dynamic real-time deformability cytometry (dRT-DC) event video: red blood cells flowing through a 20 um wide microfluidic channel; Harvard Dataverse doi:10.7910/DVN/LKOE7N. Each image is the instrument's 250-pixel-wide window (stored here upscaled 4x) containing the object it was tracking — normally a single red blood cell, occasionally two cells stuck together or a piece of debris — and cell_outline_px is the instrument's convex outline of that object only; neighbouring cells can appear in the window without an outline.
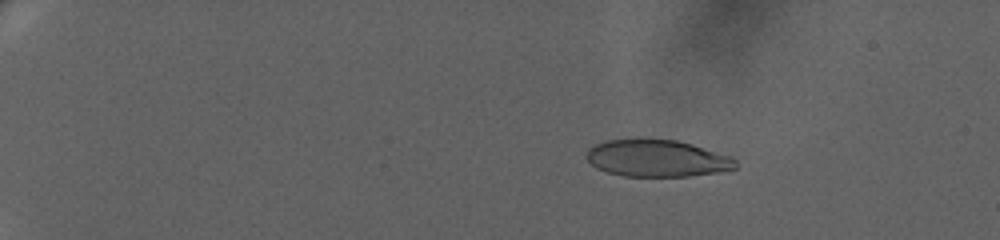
{"species": "human", "species_latin": "Homo sapiens", "temperature_condition": "warm", "stored_images_in_passage": 69, "camera_frame_rate_fps": 3000, "um_per_image_px": 0.085, "donor": {"sex": "female"}, "frame": {"image": 1, "passage_image": 14, "time_ms": 4.333, "image_size_px": [1000, 240], "cell_outline_px": [[736, 168], [716, 172], [688, 176], [624, 176], [608, 172], [596, 168], [584, 156], [588, 148], [596, 144], [608, 140], [636, 136], [676, 140], [692, 144], [732, 156], [736, 160]], "centroid_in_image_um": [55.8, 13.41], "position_along_channel_um": 29.2, "area_um2": 32.77}}
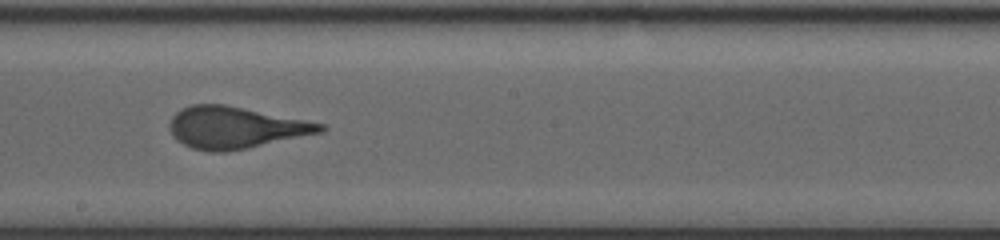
{"frame": {"image": 2, "passage_image": 44, "time_ms": 14.333, "image_size_px": [1000, 240], "cell_outline_px": [[328, 128], [320, 132], [248, 148], [224, 152], [212, 152], [192, 148], [176, 140], [172, 136], [168, 128], [168, 124], [172, 116], [176, 112], [192, 104], [224, 104], [324, 124]], "centroid_in_image_um": [19.94, 10.85], "position_along_channel_um": 228.3, "area_um2": 36.36}}
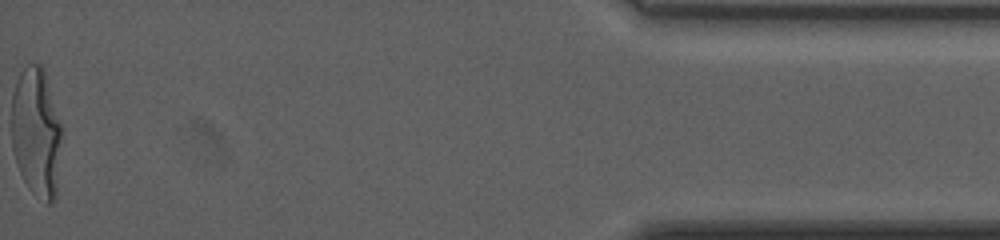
{"frame": {"image": 3, "passage_image": 69, "time_ms": 22.667, "image_size_px": [1000, 240], "cell_outline_px": [[64, 132], [56, 200], [52, 204], [44, 204], [28, 188], [16, 164], [12, 148], [12, 92], [16, 80], [20, 72], [28, 64], [40, 64], [44, 68], [64, 128]], "centroid_in_image_um": [3.14, 11.29], "position_along_channel_um": 432.1, "area_um2": 39.42}, "authors_computed_cell_mechanics": {"area_um2": 35.836, "velocity_mm_per_s": 3.2714, "shape_relaxation_time_tau1_ms": 9.7361, "shape_relaxation_time_tau2_ms": null, "deformation_change_tau1": 0.3238, "deformation_change_tau2": null}}